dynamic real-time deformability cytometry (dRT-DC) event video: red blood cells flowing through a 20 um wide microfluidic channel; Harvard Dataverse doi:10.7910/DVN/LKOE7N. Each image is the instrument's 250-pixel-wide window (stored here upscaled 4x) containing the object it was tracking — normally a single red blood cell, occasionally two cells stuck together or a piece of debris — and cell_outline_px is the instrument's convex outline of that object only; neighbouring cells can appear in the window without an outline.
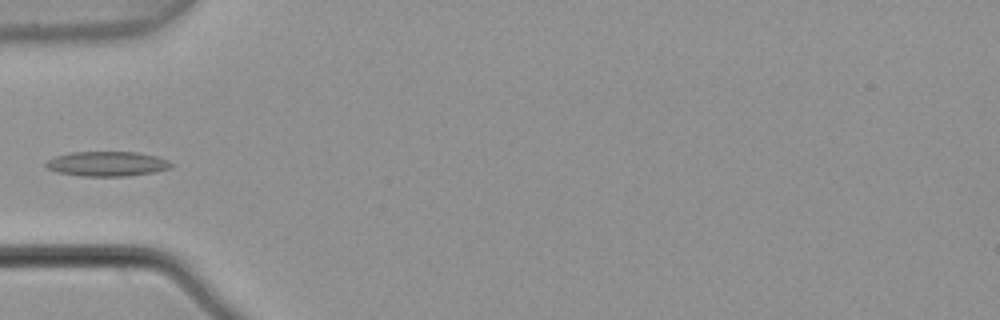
{"species": "common noctule bat (a hibernating species)", "species_latin": "Nyctalus noctula", "temperature_condition": "warm", "stored_images_in_passage": 6, "camera_frame_rate_fps": 3000, "um_per_image_px": 0.085, "animal": {"sex": "male", "body_mass_g": 21.5, "forearm_length_mm": 52.0}, "frame": {"image": 1, "passage_image": 5, "time_ms": 1.333, "image_size_px": [1000, 320], "cell_outline_px": [[176, 164], [172, 168], [156, 172], [124, 176], [84, 176], [56, 172], [48, 168], [44, 164], [48, 160], [56, 156], [72, 152], [136, 152], [156, 156], [168, 160]], "centroid_in_image_um": [9.16, 13.92], "position_along_channel_um": 75.8, "area_um2": 18.15}}
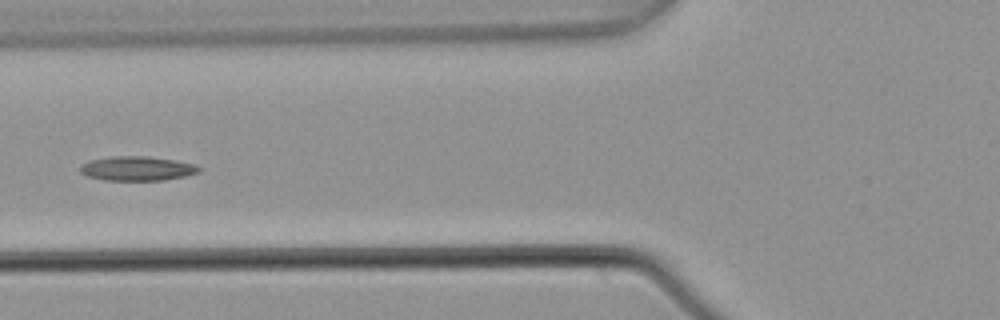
{"frame": {"image": 2, "passage_image": 6, "time_ms": 1.667, "image_size_px": [1000, 320], "cell_outline_px": [[204, 168], [200, 172], [184, 176], [164, 180], [104, 180], [88, 176], [80, 172], [80, 168], [88, 160], [112, 156], [148, 156], [196, 164]], "centroid_in_image_um": [11.69, 14.32], "position_along_channel_um": 114.1, "area_um2": 16.88}}